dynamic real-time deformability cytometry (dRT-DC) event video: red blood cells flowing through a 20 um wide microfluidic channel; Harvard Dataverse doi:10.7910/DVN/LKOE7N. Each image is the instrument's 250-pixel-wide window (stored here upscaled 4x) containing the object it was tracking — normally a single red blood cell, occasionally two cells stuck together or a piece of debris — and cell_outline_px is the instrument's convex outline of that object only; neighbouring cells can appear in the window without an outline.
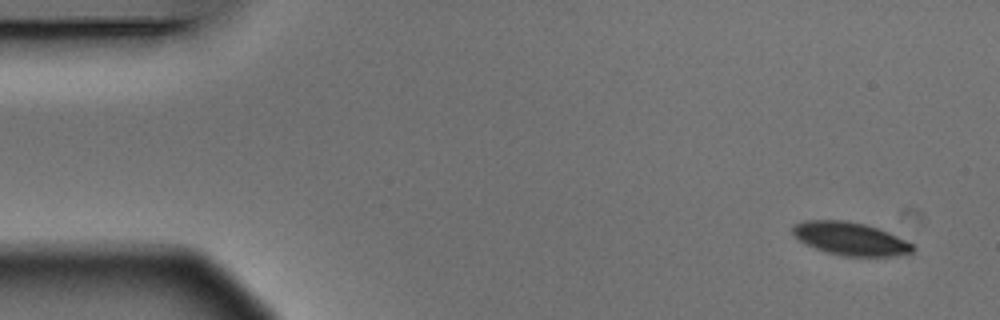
{"species": "Egyptian fruit bat (a non-hibernating species)", "species_latin": "Rousettus aegyptiacus", "temperature_condition": "warm", "stored_images_in_passage": 4, "camera_frame_rate_fps": 3000, "um_per_image_px": 0.085, "animal": {"sex": "male"}, "frame": {"image": 1, "passage_image": 1, "time_ms": 0.0, "image_size_px": [1000, 320], "cell_outline_px": [[916, 248], [912, 252], [896, 256], [844, 256], [828, 252], [804, 244], [792, 232], [792, 224], [804, 220], [848, 220], [880, 228], [912, 244]], "centroid_in_image_um": [72.27, 20.28], "position_along_channel_um": 12.7, "area_um2": 23.12}}
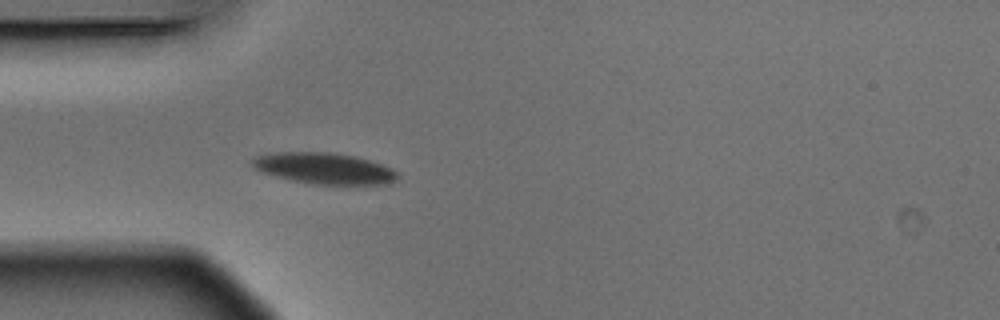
{"frame": {"image": 2, "passage_image": 4, "time_ms": 1.0, "image_size_px": [1000, 320], "cell_outline_px": [[400, 176], [392, 184], [312, 184], [292, 180], [276, 176], [264, 172], [256, 168], [248, 160], [256, 156], [272, 152], [328, 152], [352, 156], [368, 160], [380, 164], [396, 172]], "centroid_in_image_um": [27.53, 14.31], "position_along_channel_um": 57.5, "area_um2": 26.13}}